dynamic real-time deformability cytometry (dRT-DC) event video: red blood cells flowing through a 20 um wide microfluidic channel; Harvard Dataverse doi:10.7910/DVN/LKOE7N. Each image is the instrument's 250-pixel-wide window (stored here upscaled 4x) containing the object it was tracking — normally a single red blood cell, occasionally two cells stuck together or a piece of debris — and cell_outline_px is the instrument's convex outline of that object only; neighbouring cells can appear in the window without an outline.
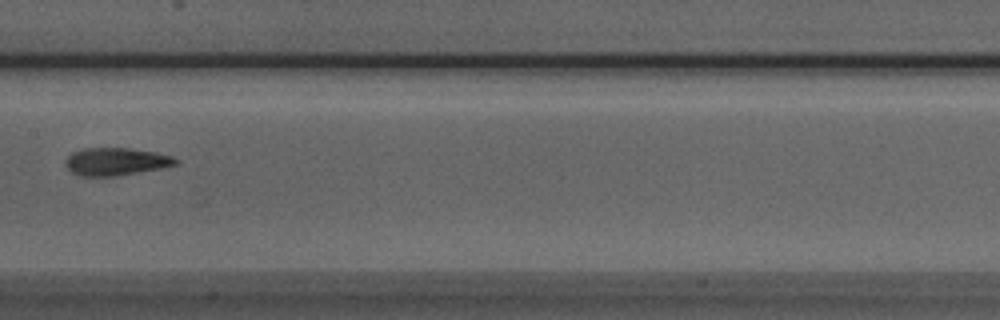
{"species": "Egyptian fruit bat (a non-hibernating species)", "species_latin": "Rousettus aegyptiacus", "temperature_condition": "room temperature", "stored_images_in_passage": 7, "camera_frame_rate_fps": 3000, "um_per_image_px": 0.085, "animal": {"sex": "male"}, "frame": {"image": 1, "passage_image": 7, "time_ms": 2.0, "image_size_px": [1000, 320], "cell_outline_px": [[180, 164], [160, 168], [116, 176], [80, 176], [72, 172], [64, 164], [64, 160], [72, 152], [84, 148], [128, 148], [156, 152], [172, 156], [180, 160]], "centroid_in_image_um": [9.86, 13.73], "position_along_channel_um": 197.5, "area_um2": 17.86}}